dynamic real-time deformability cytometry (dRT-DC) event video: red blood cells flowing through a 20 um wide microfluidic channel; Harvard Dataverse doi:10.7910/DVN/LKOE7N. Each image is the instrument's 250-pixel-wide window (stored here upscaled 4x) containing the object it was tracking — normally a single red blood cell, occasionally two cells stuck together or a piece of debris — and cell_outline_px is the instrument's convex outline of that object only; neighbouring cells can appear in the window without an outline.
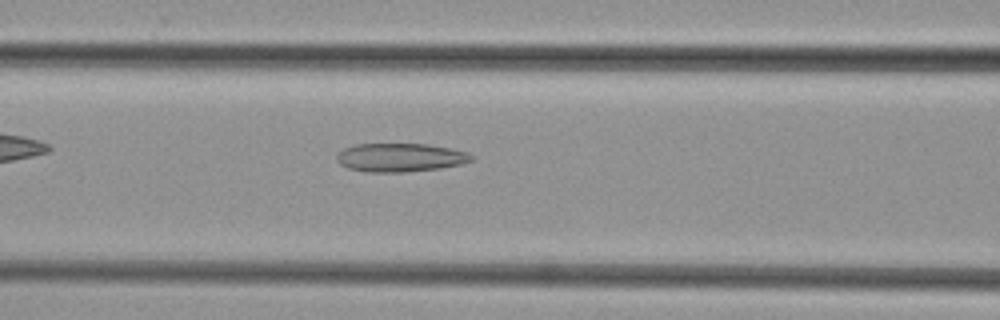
{"species": "common noctule bat (a hibernating species)", "species_latin": "Nyctalus noctula", "temperature_condition": "cold", "stored_images_in_passage": 34, "camera_frame_rate_fps": 3000, "um_per_image_px": 0.085, "animal": {"sex": "female", "body_mass_g": 29.2, "forearm_length_mm": 56.3}, "frame": {"image": 1, "passage_image": 6, "time_ms": 1.667, "image_size_px": [1000, 320], "cell_outline_px": [[472, 160], [460, 164], [440, 168], [404, 172], [368, 172], [348, 168], [340, 164], [336, 160], [336, 156], [344, 148], [356, 144], [428, 144], [468, 152], [472, 156]], "centroid_in_image_um": [33.99, 13.39], "position_along_channel_um": 132.6, "area_um2": 22.25}}
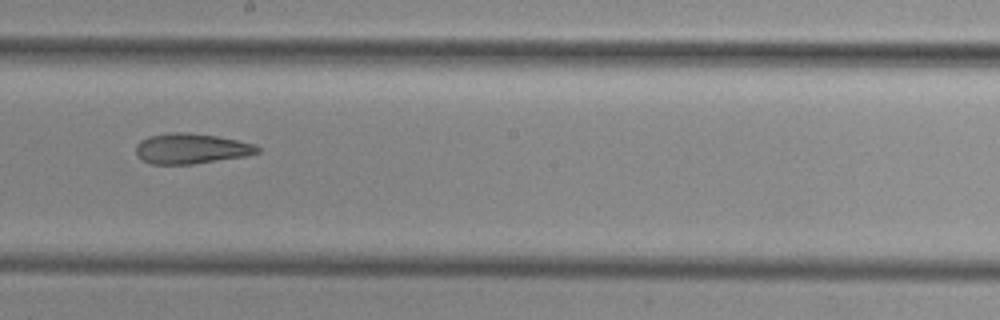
{"frame": {"image": 2, "passage_image": 13, "time_ms": 4.0, "image_size_px": [1000, 320], "cell_outline_px": [[260, 152], [248, 156], [192, 164], [152, 164], [144, 160], [136, 152], [136, 144], [140, 140], [148, 136], [168, 132], [188, 132], [216, 136], [256, 144], [260, 148]], "centroid_in_image_um": [16.27, 12.62], "position_along_channel_um": 231.9, "area_um2": 21.56}}
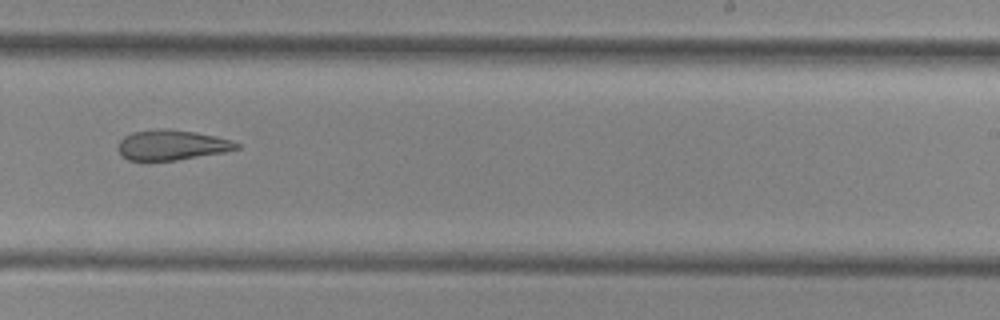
{"frame": {"image": 3, "passage_image": 16, "time_ms": 5.0, "image_size_px": [1000, 320], "cell_outline_px": [[240, 148], [224, 152], [176, 160], [128, 160], [116, 148], [120, 140], [124, 136], [132, 132], [156, 128], [164, 128], [196, 132], [216, 136], [240, 144]], "centroid_in_image_um": [14.58, 12.31], "position_along_channel_um": 274.4, "area_um2": 20.75}}